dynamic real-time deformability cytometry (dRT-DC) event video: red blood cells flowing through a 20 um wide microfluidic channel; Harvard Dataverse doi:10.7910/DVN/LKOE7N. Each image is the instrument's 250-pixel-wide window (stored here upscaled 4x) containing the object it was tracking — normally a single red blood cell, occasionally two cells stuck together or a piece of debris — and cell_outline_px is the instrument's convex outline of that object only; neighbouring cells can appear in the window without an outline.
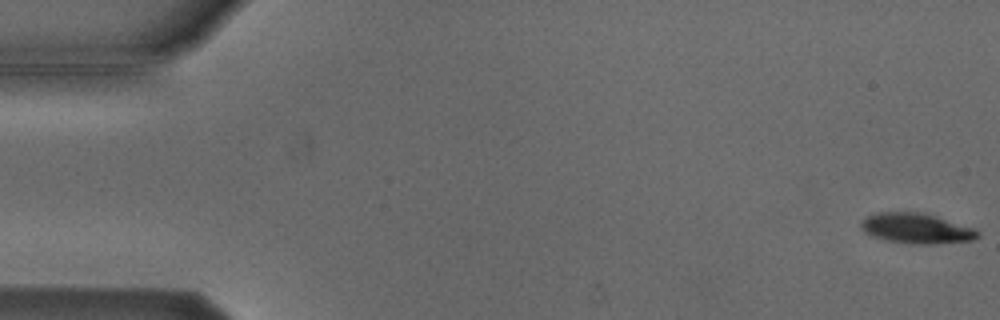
{"species": "Egyptian fruit bat (a non-hibernating species)", "species_latin": "Rousettus aegyptiacus", "temperature_condition": "cold", "stored_images_in_passage": 5, "camera_frame_rate_fps": 3000, "um_per_image_px": 0.085, "animal": {"sex": "male"}, "frame": {"image": 1, "passage_image": 1, "time_ms": 0.0, "image_size_px": [1000, 320], "cell_outline_px": [[980, 236], [972, 240], [936, 244], [912, 244], [888, 240], [872, 236], [864, 232], [860, 228], [860, 224], [868, 216], [876, 212], [920, 212], [976, 228], [980, 232]], "centroid_in_image_um": [77.91, 19.42], "position_along_channel_um": 7.1, "area_um2": 20.52}}
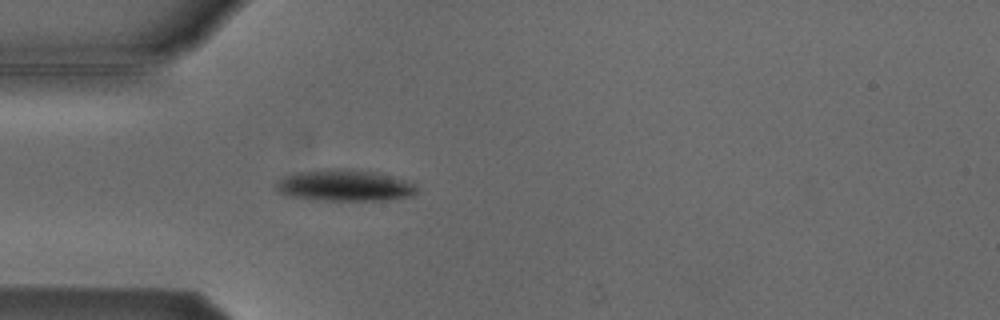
{"frame": {"image": 2, "passage_image": 5, "time_ms": 5.0, "image_size_px": [1000, 320], "cell_outline_px": [[420, 192], [412, 196], [384, 200], [316, 200], [292, 196], [280, 192], [276, 188], [276, 184], [284, 176], [296, 172], [324, 168], [352, 168], [380, 172], [408, 180], [416, 184]], "centroid_in_image_um": [29.38, 15.74], "position_along_channel_um": 55.6, "area_um2": 26.36}}